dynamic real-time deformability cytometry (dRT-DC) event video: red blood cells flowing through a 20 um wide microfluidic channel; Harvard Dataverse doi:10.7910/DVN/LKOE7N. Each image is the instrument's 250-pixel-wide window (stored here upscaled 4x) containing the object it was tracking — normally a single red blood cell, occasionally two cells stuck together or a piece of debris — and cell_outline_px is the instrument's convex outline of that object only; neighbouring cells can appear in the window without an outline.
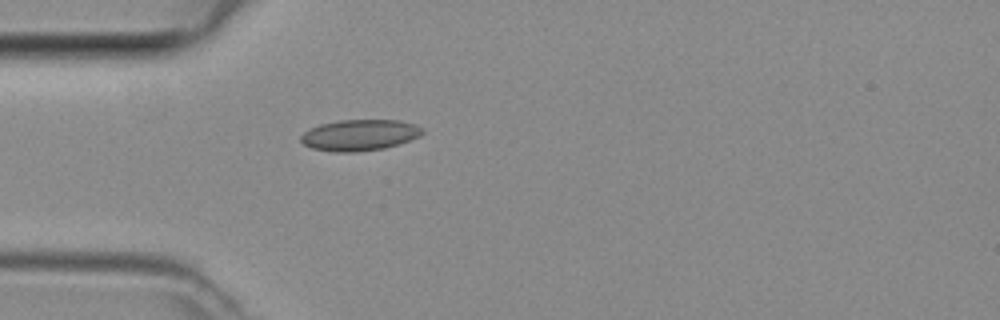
{"species": "common noctule bat (a hibernating species)", "species_latin": "Nyctalus noctula", "temperature_condition": "room temperature", "stored_images_in_passage": 1, "camera_frame_rate_fps": 3000, "um_per_image_px": 0.085, "animal": {"sex": "female", "body_mass_g": 29.2, "forearm_length_mm": 56.3}, "frame": {"image": 1, "passage_image": 1, "time_ms": 0.0, "image_size_px": [1000, 320], "cell_outline_px": [[424, 132], [420, 136], [384, 148], [356, 152], [336, 152], [312, 148], [304, 144], [300, 140], [300, 136], [304, 132], [320, 124], [340, 120], [400, 120], [416, 124], [424, 128]], "centroid_in_image_um": [30.58, 11.47], "position_along_channel_um": 54.4, "area_um2": 21.96}}